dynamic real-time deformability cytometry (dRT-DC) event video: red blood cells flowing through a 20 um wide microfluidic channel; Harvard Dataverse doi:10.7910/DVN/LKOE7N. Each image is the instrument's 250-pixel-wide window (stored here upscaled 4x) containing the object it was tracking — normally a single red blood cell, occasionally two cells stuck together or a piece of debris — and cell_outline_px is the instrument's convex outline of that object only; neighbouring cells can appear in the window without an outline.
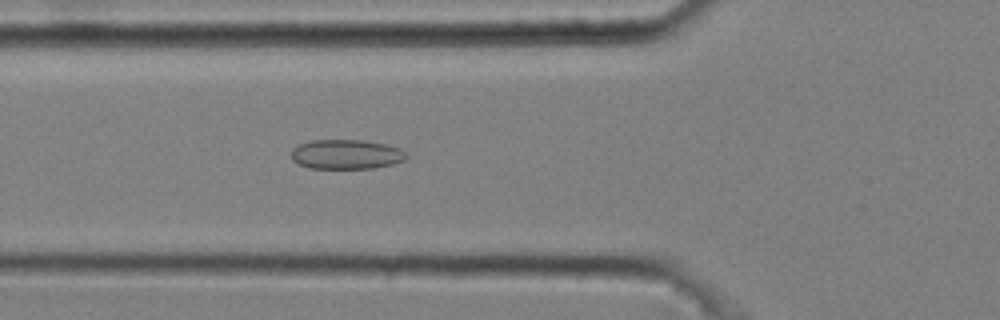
{"species": "common noctule bat (a hibernating species)", "species_latin": "Nyctalus noctula", "temperature_condition": "cold", "stored_images_in_passage": 6, "camera_frame_rate_fps": 3000, "um_per_image_px": 0.085, "animal": {"sex": "male", "body_mass_g": 20.4}, "frame": {"image": 1, "passage_image": 6, "time_ms": 1.667, "image_size_px": [1000, 320], "cell_outline_px": [[408, 156], [404, 160], [392, 164], [372, 168], [308, 168], [292, 160], [292, 148], [296, 144], [312, 140], [364, 140], [384, 144], [400, 148]], "centroid_in_image_um": [29.4, 13.11], "position_along_channel_um": 96.4, "area_um2": 19.83}}